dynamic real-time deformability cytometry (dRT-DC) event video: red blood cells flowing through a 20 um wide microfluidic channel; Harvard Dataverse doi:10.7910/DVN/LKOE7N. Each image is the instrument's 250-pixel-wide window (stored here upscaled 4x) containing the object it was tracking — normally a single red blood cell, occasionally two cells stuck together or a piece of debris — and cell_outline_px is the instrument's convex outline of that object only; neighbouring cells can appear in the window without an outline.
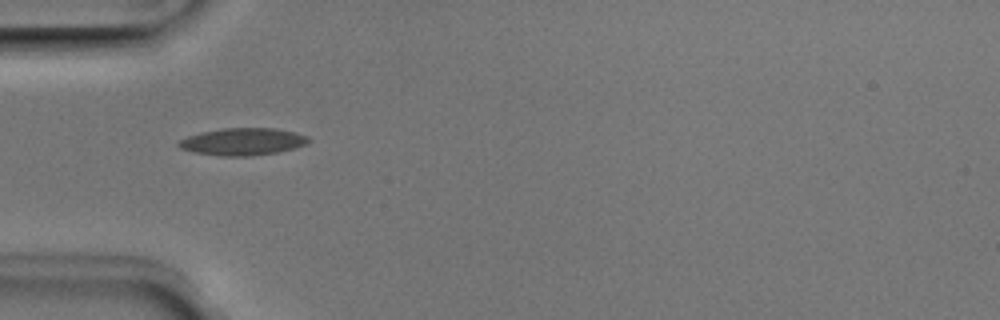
{"species": "Egyptian fruit bat (a non-hibernating species)", "species_latin": "Rousettus aegyptiacus", "temperature_condition": "room temperature", "stored_images_in_passage": 4, "camera_frame_rate_fps": 3000, "um_per_image_px": 0.085, "animal": {"sex": "male"}, "frame": {"image": 1, "passage_image": 1, "time_ms": 0.0, "image_size_px": [1000, 320], "cell_outline_px": [[312, 140], [304, 144], [292, 148], [276, 152], [248, 156], [220, 156], [196, 152], [180, 148], [176, 144], [180, 140], [188, 136], [200, 132], [220, 128], [272, 128], [292, 132], [308, 136]], "centroid_in_image_um": [20.59, 12.03], "position_along_channel_um": 64.4, "area_um2": 20.35}}
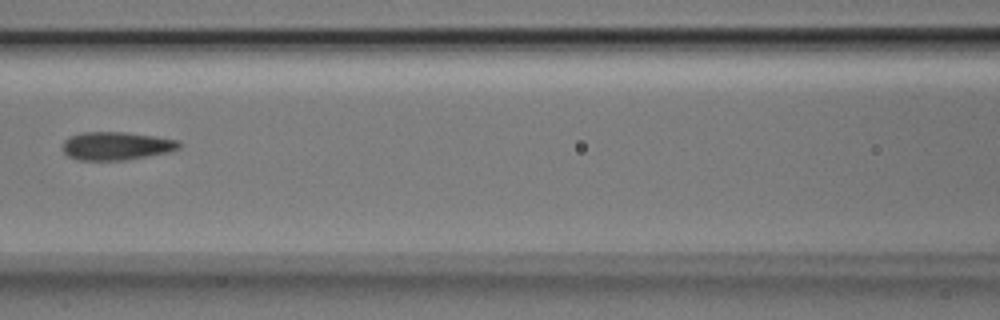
{"frame": {"image": 2, "passage_image": 3, "time_ms": 0.667, "image_size_px": [1000, 320], "cell_outline_px": [[184, 144], [180, 148], [168, 152], [124, 160], [80, 160], [68, 156], [64, 152], [64, 140], [68, 136], [80, 132], [124, 132], [156, 136], [180, 140]], "centroid_in_image_um": [9.92, 12.39], "position_along_channel_um": 156.7, "area_um2": 19.25}}
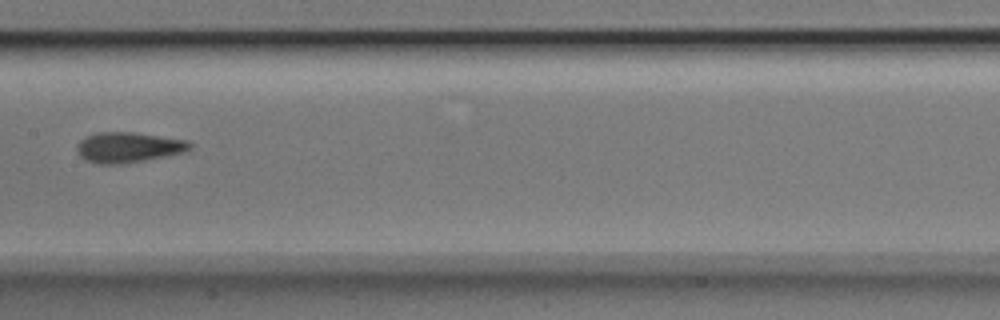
{"frame": {"image": 3, "passage_image": 4, "time_ms": 1.0, "image_size_px": [1000, 320], "cell_outline_px": [[192, 148], [184, 152], [168, 156], [120, 164], [100, 164], [84, 160], [76, 152], [76, 144], [84, 136], [96, 132], [136, 132], [188, 140], [192, 144]], "centroid_in_image_um": [10.89, 12.51], "position_along_channel_um": 196.5, "area_um2": 20.35}}